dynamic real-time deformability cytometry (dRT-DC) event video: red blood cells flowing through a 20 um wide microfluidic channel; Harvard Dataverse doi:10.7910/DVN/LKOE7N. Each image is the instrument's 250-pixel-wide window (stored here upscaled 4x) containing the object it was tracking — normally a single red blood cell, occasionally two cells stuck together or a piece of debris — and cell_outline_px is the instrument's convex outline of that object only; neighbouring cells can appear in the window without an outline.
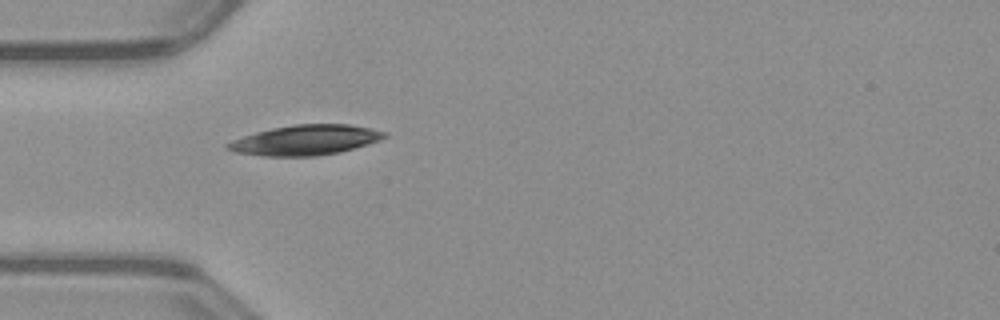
{"species": "common noctule bat (a hibernating species)", "species_latin": "Nyctalus noctula", "temperature_condition": "warm", "stored_images_in_passage": 15, "camera_frame_rate_fps": 3000, "um_per_image_px": 0.085, "animal": {"sex": "male", "body_mass_g": 23.1, "forearm_length_mm": 52.7}, "frame": {"image": 1, "passage_image": 1, "time_ms": 0.0, "image_size_px": [1000, 320], "cell_outline_px": [[388, 136], [380, 140], [368, 144], [340, 152], [316, 156], [264, 156], [236, 152], [224, 148], [224, 144], [232, 140], [256, 132], [272, 128], [296, 124], [348, 124], [388, 132]], "centroid_in_image_um": [25.96, 11.91], "position_along_channel_um": 59.0, "area_um2": 27.46}}
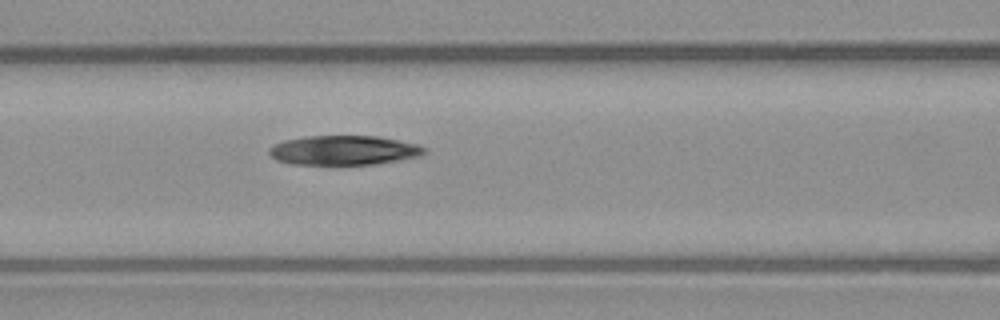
{"frame": {"image": 2, "passage_image": 7, "time_ms": 2.0, "image_size_px": [1000, 320], "cell_outline_px": [[428, 148], [420, 156], [376, 164], [292, 164], [276, 160], [268, 152], [268, 148], [284, 140], [304, 136], [376, 136], [420, 144]], "centroid_in_image_um": [29.24, 12.77], "position_along_channel_um": 137.4, "area_um2": 26.65}}
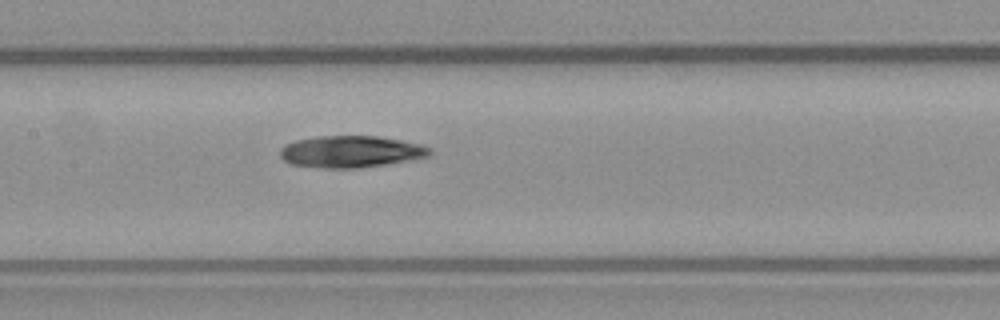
{"frame": {"image": 3, "passage_image": 10, "time_ms": 3.0, "image_size_px": [1000, 320], "cell_outline_px": [[432, 152], [428, 156], [408, 160], [360, 168], [324, 168], [292, 164], [284, 160], [280, 156], [280, 148], [296, 140], [316, 136], [380, 136], [420, 144], [432, 148]], "centroid_in_image_um": [29.83, 12.88], "position_along_channel_um": 177.6, "area_um2": 27.57}}